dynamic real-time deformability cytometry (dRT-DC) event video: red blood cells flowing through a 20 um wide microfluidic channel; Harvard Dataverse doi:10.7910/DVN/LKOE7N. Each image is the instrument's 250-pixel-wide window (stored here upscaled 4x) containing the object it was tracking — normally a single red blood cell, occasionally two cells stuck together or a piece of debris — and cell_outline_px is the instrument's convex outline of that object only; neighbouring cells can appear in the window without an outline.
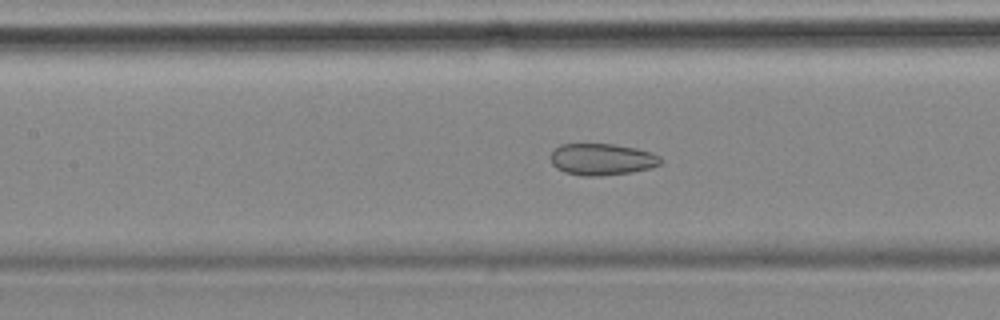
{"species": "common noctule bat (a hibernating species)", "species_latin": "Nyctalus noctula", "temperature_condition": "cold", "stored_images_in_passage": 51, "camera_frame_rate_fps": 3000, "um_per_image_px": 0.085, "animal": {"sex": "female", "body_mass_g": 18.4}, "frame": {"image": 1, "passage_image": 19, "time_ms": 6.0, "image_size_px": [1000, 320], "cell_outline_px": [[664, 160], [660, 164], [648, 168], [632, 172], [600, 176], [580, 176], [564, 172], [556, 168], [552, 164], [548, 156], [560, 144], [616, 144], [636, 148], [652, 152], [660, 156]], "centroid_in_image_um": [51.15, 13.54], "position_along_channel_um": 156.3, "area_um2": 20.58}}
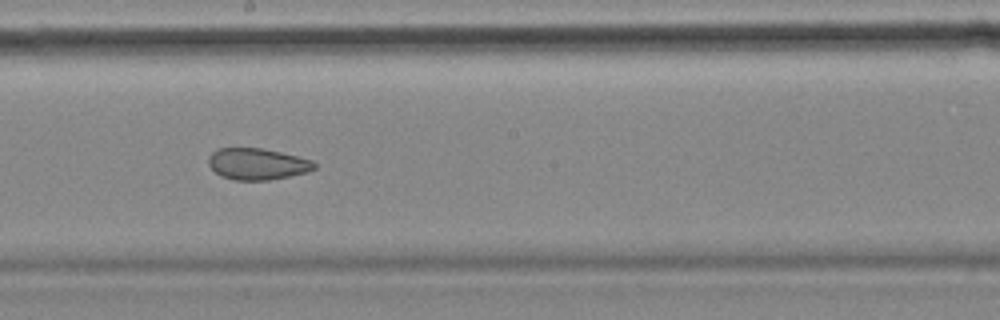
{"frame": {"image": 2, "passage_image": 25, "time_ms": 8.0, "image_size_px": [1000, 320], "cell_outline_px": [[316, 168], [308, 172], [268, 180], [232, 180], [220, 176], [208, 164], [208, 156], [216, 148], [264, 148], [312, 160], [316, 164]], "centroid_in_image_um": [21.84, 13.93], "position_along_channel_um": 226.4, "area_um2": 19.48}}
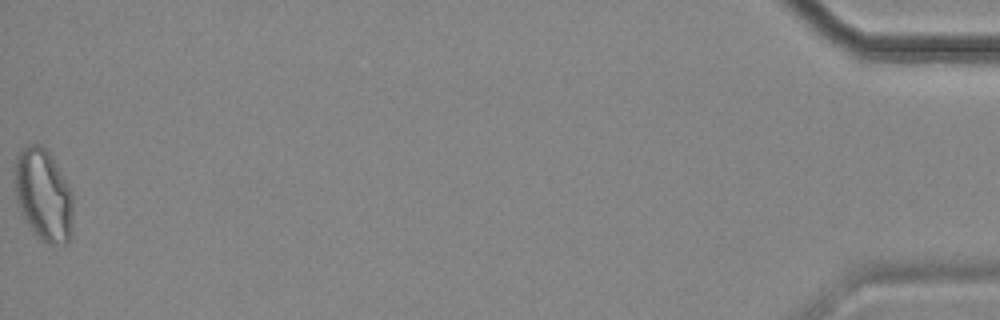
{"frame": {"image": 3, "passage_image": 51, "time_ms": 16.667, "image_size_px": [1000, 320], "cell_outline_px": [[72, 232], [68, 244], [48, 244], [40, 240], [32, 232], [24, 216], [16, 196], [16, 156], [20, 148], [28, 144], [40, 144], [48, 152], [72, 192]], "centroid_in_image_um": [3.71, 16.61], "position_along_channel_um": 431.5, "area_um2": 30.92}, "authors_computed_cell_mechanics": {"area_um2": 22.8888, "velocity_mm_per_s": 3.525, "shape_relaxation_time_tau1_ms": null, "shape_relaxation_time_tau2_ms": 2.197, "deformation_change_tau1": null, "deformation_change_tau2": 0.0853}}